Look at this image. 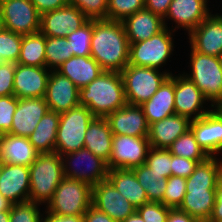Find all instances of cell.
I'll return each instance as SVG.
<instances>
[{"instance_id": "6da1fadb", "label": "cell", "mask_w": 222, "mask_h": 222, "mask_svg": "<svg viewBox=\"0 0 222 222\" xmlns=\"http://www.w3.org/2000/svg\"><path fill=\"white\" fill-rule=\"evenodd\" d=\"M208 157L186 178V194L178 208L199 222H208L215 204L216 186L222 178V160Z\"/></svg>"}, {"instance_id": "7a4b0ae2", "label": "cell", "mask_w": 222, "mask_h": 222, "mask_svg": "<svg viewBox=\"0 0 222 222\" xmlns=\"http://www.w3.org/2000/svg\"><path fill=\"white\" fill-rule=\"evenodd\" d=\"M129 45L122 21L93 20L91 57L103 71L121 73L128 65Z\"/></svg>"}, {"instance_id": "3957f363", "label": "cell", "mask_w": 222, "mask_h": 222, "mask_svg": "<svg viewBox=\"0 0 222 222\" xmlns=\"http://www.w3.org/2000/svg\"><path fill=\"white\" fill-rule=\"evenodd\" d=\"M121 73L103 71L80 89L79 105L86 106L94 117L106 118L126 104Z\"/></svg>"}, {"instance_id": "277c9868", "label": "cell", "mask_w": 222, "mask_h": 222, "mask_svg": "<svg viewBox=\"0 0 222 222\" xmlns=\"http://www.w3.org/2000/svg\"><path fill=\"white\" fill-rule=\"evenodd\" d=\"M29 169V200L46 205L64 178L62 157L56 151L39 153Z\"/></svg>"}, {"instance_id": "5b68a950", "label": "cell", "mask_w": 222, "mask_h": 222, "mask_svg": "<svg viewBox=\"0 0 222 222\" xmlns=\"http://www.w3.org/2000/svg\"><path fill=\"white\" fill-rule=\"evenodd\" d=\"M191 73L184 75L190 79L205 97L212 108L222 101V68L220 58L199 53L191 47Z\"/></svg>"}, {"instance_id": "8992f818", "label": "cell", "mask_w": 222, "mask_h": 222, "mask_svg": "<svg viewBox=\"0 0 222 222\" xmlns=\"http://www.w3.org/2000/svg\"><path fill=\"white\" fill-rule=\"evenodd\" d=\"M92 186L64 177L46 205V212L58 215H84L92 205Z\"/></svg>"}, {"instance_id": "52a82bcc", "label": "cell", "mask_w": 222, "mask_h": 222, "mask_svg": "<svg viewBox=\"0 0 222 222\" xmlns=\"http://www.w3.org/2000/svg\"><path fill=\"white\" fill-rule=\"evenodd\" d=\"M160 71L156 68L128 64L121 71L126 102L132 105H142L149 100L172 74L166 70Z\"/></svg>"}, {"instance_id": "ba28073f", "label": "cell", "mask_w": 222, "mask_h": 222, "mask_svg": "<svg viewBox=\"0 0 222 222\" xmlns=\"http://www.w3.org/2000/svg\"><path fill=\"white\" fill-rule=\"evenodd\" d=\"M94 118L92 112L82 105L60 114L55 151L62 157L84 148L86 130Z\"/></svg>"}, {"instance_id": "9c48e42d", "label": "cell", "mask_w": 222, "mask_h": 222, "mask_svg": "<svg viewBox=\"0 0 222 222\" xmlns=\"http://www.w3.org/2000/svg\"><path fill=\"white\" fill-rule=\"evenodd\" d=\"M175 31L177 30L165 27L147 40L130 43L128 64L160 70L174 50L173 32Z\"/></svg>"}, {"instance_id": "30bf717a", "label": "cell", "mask_w": 222, "mask_h": 222, "mask_svg": "<svg viewBox=\"0 0 222 222\" xmlns=\"http://www.w3.org/2000/svg\"><path fill=\"white\" fill-rule=\"evenodd\" d=\"M62 160L64 177L86 182L92 187L107 179L108 163L85 147L63 155ZM85 162L86 168L82 167Z\"/></svg>"}, {"instance_id": "8fae6325", "label": "cell", "mask_w": 222, "mask_h": 222, "mask_svg": "<svg viewBox=\"0 0 222 222\" xmlns=\"http://www.w3.org/2000/svg\"><path fill=\"white\" fill-rule=\"evenodd\" d=\"M0 12L4 29L22 36L40 30V14L30 0H4Z\"/></svg>"}, {"instance_id": "7c38bea8", "label": "cell", "mask_w": 222, "mask_h": 222, "mask_svg": "<svg viewBox=\"0 0 222 222\" xmlns=\"http://www.w3.org/2000/svg\"><path fill=\"white\" fill-rule=\"evenodd\" d=\"M150 148L148 137L113 135L109 170L133 169L145 164Z\"/></svg>"}, {"instance_id": "4fadbf2b", "label": "cell", "mask_w": 222, "mask_h": 222, "mask_svg": "<svg viewBox=\"0 0 222 222\" xmlns=\"http://www.w3.org/2000/svg\"><path fill=\"white\" fill-rule=\"evenodd\" d=\"M89 19L73 5H66L40 15V30L46 37H67Z\"/></svg>"}, {"instance_id": "5bb4252c", "label": "cell", "mask_w": 222, "mask_h": 222, "mask_svg": "<svg viewBox=\"0 0 222 222\" xmlns=\"http://www.w3.org/2000/svg\"><path fill=\"white\" fill-rule=\"evenodd\" d=\"M92 206L117 222H122L136 211V208L108 179L93 186Z\"/></svg>"}, {"instance_id": "9a60e30c", "label": "cell", "mask_w": 222, "mask_h": 222, "mask_svg": "<svg viewBox=\"0 0 222 222\" xmlns=\"http://www.w3.org/2000/svg\"><path fill=\"white\" fill-rule=\"evenodd\" d=\"M178 75H175V114L183 115L193 120L201 118L210 112L212 109H204L203 105L209 100L199 88L184 74Z\"/></svg>"}, {"instance_id": "2e32d148", "label": "cell", "mask_w": 222, "mask_h": 222, "mask_svg": "<svg viewBox=\"0 0 222 222\" xmlns=\"http://www.w3.org/2000/svg\"><path fill=\"white\" fill-rule=\"evenodd\" d=\"M190 129L209 157L222 153V114L218 109L214 107L203 117L191 120Z\"/></svg>"}, {"instance_id": "e0dca14e", "label": "cell", "mask_w": 222, "mask_h": 222, "mask_svg": "<svg viewBox=\"0 0 222 222\" xmlns=\"http://www.w3.org/2000/svg\"><path fill=\"white\" fill-rule=\"evenodd\" d=\"M188 36L195 51L219 57L222 54V14L210 13Z\"/></svg>"}, {"instance_id": "ac0fdd59", "label": "cell", "mask_w": 222, "mask_h": 222, "mask_svg": "<svg viewBox=\"0 0 222 222\" xmlns=\"http://www.w3.org/2000/svg\"><path fill=\"white\" fill-rule=\"evenodd\" d=\"M80 90L67 77L51 70L45 94L50 111L62 114L79 105Z\"/></svg>"}, {"instance_id": "d6986e66", "label": "cell", "mask_w": 222, "mask_h": 222, "mask_svg": "<svg viewBox=\"0 0 222 222\" xmlns=\"http://www.w3.org/2000/svg\"><path fill=\"white\" fill-rule=\"evenodd\" d=\"M113 135L148 137L149 125L141 105L126 103L106 117Z\"/></svg>"}, {"instance_id": "ffe728a7", "label": "cell", "mask_w": 222, "mask_h": 222, "mask_svg": "<svg viewBox=\"0 0 222 222\" xmlns=\"http://www.w3.org/2000/svg\"><path fill=\"white\" fill-rule=\"evenodd\" d=\"M48 111L49 107L44 97L18 99L11 130L8 133L14 136L29 137Z\"/></svg>"}, {"instance_id": "44dd1931", "label": "cell", "mask_w": 222, "mask_h": 222, "mask_svg": "<svg viewBox=\"0 0 222 222\" xmlns=\"http://www.w3.org/2000/svg\"><path fill=\"white\" fill-rule=\"evenodd\" d=\"M50 72L51 70L46 67L17 63L13 83L14 96L18 99L45 97Z\"/></svg>"}, {"instance_id": "7402d4cb", "label": "cell", "mask_w": 222, "mask_h": 222, "mask_svg": "<svg viewBox=\"0 0 222 222\" xmlns=\"http://www.w3.org/2000/svg\"><path fill=\"white\" fill-rule=\"evenodd\" d=\"M208 0H173L169 5L164 18L175 22V29L184 28L188 34L195 29L211 12H209Z\"/></svg>"}, {"instance_id": "603a6c76", "label": "cell", "mask_w": 222, "mask_h": 222, "mask_svg": "<svg viewBox=\"0 0 222 222\" xmlns=\"http://www.w3.org/2000/svg\"><path fill=\"white\" fill-rule=\"evenodd\" d=\"M0 193L13 204L29 201V167L3 163Z\"/></svg>"}, {"instance_id": "cb8c5ba5", "label": "cell", "mask_w": 222, "mask_h": 222, "mask_svg": "<svg viewBox=\"0 0 222 222\" xmlns=\"http://www.w3.org/2000/svg\"><path fill=\"white\" fill-rule=\"evenodd\" d=\"M191 120L173 114L149 125L148 141L151 147L168 149L182 134L190 129Z\"/></svg>"}, {"instance_id": "d4e9b609", "label": "cell", "mask_w": 222, "mask_h": 222, "mask_svg": "<svg viewBox=\"0 0 222 222\" xmlns=\"http://www.w3.org/2000/svg\"><path fill=\"white\" fill-rule=\"evenodd\" d=\"M175 75L171 74L141 107L148 125L175 114Z\"/></svg>"}, {"instance_id": "484cf974", "label": "cell", "mask_w": 222, "mask_h": 222, "mask_svg": "<svg viewBox=\"0 0 222 222\" xmlns=\"http://www.w3.org/2000/svg\"><path fill=\"white\" fill-rule=\"evenodd\" d=\"M122 23L129 44L147 40L165 28L164 19L146 8L128 16Z\"/></svg>"}, {"instance_id": "4316f807", "label": "cell", "mask_w": 222, "mask_h": 222, "mask_svg": "<svg viewBox=\"0 0 222 222\" xmlns=\"http://www.w3.org/2000/svg\"><path fill=\"white\" fill-rule=\"evenodd\" d=\"M39 153L29 142L28 137L4 133L0 139V160L3 163L29 167Z\"/></svg>"}, {"instance_id": "83f0119b", "label": "cell", "mask_w": 222, "mask_h": 222, "mask_svg": "<svg viewBox=\"0 0 222 222\" xmlns=\"http://www.w3.org/2000/svg\"><path fill=\"white\" fill-rule=\"evenodd\" d=\"M56 71L69 78L79 90L90 84L103 72L101 66L91 56H72Z\"/></svg>"}, {"instance_id": "f1b7e54d", "label": "cell", "mask_w": 222, "mask_h": 222, "mask_svg": "<svg viewBox=\"0 0 222 222\" xmlns=\"http://www.w3.org/2000/svg\"><path fill=\"white\" fill-rule=\"evenodd\" d=\"M112 141L113 134L106 118L95 117L86 130L84 147L108 163Z\"/></svg>"}, {"instance_id": "f546056e", "label": "cell", "mask_w": 222, "mask_h": 222, "mask_svg": "<svg viewBox=\"0 0 222 222\" xmlns=\"http://www.w3.org/2000/svg\"><path fill=\"white\" fill-rule=\"evenodd\" d=\"M107 179L136 209L149 202L132 169H111Z\"/></svg>"}, {"instance_id": "4dcf8cb0", "label": "cell", "mask_w": 222, "mask_h": 222, "mask_svg": "<svg viewBox=\"0 0 222 222\" xmlns=\"http://www.w3.org/2000/svg\"><path fill=\"white\" fill-rule=\"evenodd\" d=\"M60 114L48 111L38 122L34 132L28 137L29 142L40 153L54 152Z\"/></svg>"}, {"instance_id": "1f68e13d", "label": "cell", "mask_w": 222, "mask_h": 222, "mask_svg": "<svg viewBox=\"0 0 222 222\" xmlns=\"http://www.w3.org/2000/svg\"><path fill=\"white\" fill-rule=\"evenodd\" d=\"M45 46L46 36L42 33L24 35L17 63L26 66L46 67Z\"/></svg>"}, {"instance_id": "d6a6232c", "label": "cell", "mask_w": 222, "mask_h": 222, "mask_svg": "<svg viewBox=\"0 0 222 222\" xmlns=\"http://www.w3.org/2000/svg\"><path fill=\"white\" fill-rule=\"evenodd\" d=\"M135 176L146 192L149 202H162L166 190L167 179L153 172L146 164L132 169Z\"/></svg>"}, {"instance_id": "836d02e7", "label": "cell", "mask_w": 222, "mask_h": 222, "mask_svg": "<svg viewBox=\"0 0 222 222\" xmlns=\"http://www.w3.org/2000/svg\"><path fill=\"white\" fill-rule=\"evenodd\" d=\"M168 150L175 156L184 157L195 161H205L209 157L197 143L195 135L191 129L175 140L168 147Z\"/></svg>"}, {"instance_id": "e575fe53", "label": "cell", "mask_w": 222, "mask_h": 222, "mask_svg": "<svg viewBox=\"0 0 222 222\" xmlns=\"http://www.w3.org/2000/svg\"><path fill=\"white\" fill-rule=\"evenodd\" d=\"M71 48L66 37H46V68L56 70L72 57Z\"/></svg>"}, {"instance_id": "d590c367", "label": "cell", "mask_w": 222, "mask_h": 222, "mask_svg": "<svg viewBox=\"0 0 222 222\" xmlns=\"http://www.w3.org/2000/svg\"><path fill=\"white\" fill-rule=\"evenodd\" d=\"M93 20H88L83 26L69 33L66 37L72 56H91V37Z\"/></svg>"}, {"instance_id": "8d00e7d4", "label": "cell", "mask_w": 222, "mask_h": 222, "mask_svg": "<svg viewBox=\"0 0 222 222\" xmlns=\"http://www.w3.org/2000/svg\"><path fill=\"white\" fill-rule=\"evenodd\" d=\"M23 36L10 30H0V58L3 62L17 63Z\"/></svg>"}, {"instance_id": "74e56055", "label": "cell", "mask_w": 222, "mask_h": 222, "mask_svg": "<svg viewBox=\"0 0 222 222\" xmlns=\"http://www.w3.org/2000/svg\"><path fill=\"white\" fill-rule=\"evenodd\" d=\"M145 8V0H108L107 19L123 21Z\"/></svg>"}, {"instance_id": "f35d334b", "label": "cell", "mask_w": 222, "mask_h": 222, "mask_svg": "<svg viewBox=\"0 0 222 222\" xmlns=\"http://www.w3.org/2000/svg\"><path fill=\"white\" fill-rule=\"evenodd\" d=\"M145 164L158 174H162L166 179L171 175L172 154L168 149L154 148L149 149Z\"/></svg>"}, {"instance_id": "ab89813d", "label": "cell", "mask_w": 222, "mask_h": 222, "mask_svg": "<svg viewBox=\"0 0 222 222\" xmlns=\"http://www.w3.org/2000/svg\"><path fill=\"white\" fill-rule=\"evenodd\" d=\"M186 194V178L171 175L167 179L166 190L161 202L171 209L179 208Z\"/></svg>"}, {"instance_id": "60d3db41", "label": "cell", "mask_w": 222, "mask_h": 222, "mask_svg": "<svg viewBox=\"0 0 222 222\" xmlns=\"http://www.w3.org/2000/svg\"><path fill=\"white\" fill-rule=\"evenodd\" d=\"M39 206L30 200L13 204L9 211V222H43Z\"/></svg>"}, {"instance_id": "b9f144b4", "label": "cell", "mask_w": 222, "mask_h": 222, "mask_svg": "<svg viewBox=\"0 0 222 222\" xmlns=\"http://www.w3.org/2000/svg\"><path fill=\"white\" fill-rule=\"evenodd\" d=\"M89 20L107 19L108 0H69Z\"/></svg>"}, {"instance_id": "7bdbcfd3", "label": "cell", "mask_w": 222, "mask_h": 222, "mask_svg": "<svg viewBox=\"0 0 222 222\" xmlns=\"http://www.w3.org/2000/svg\"><path fill=\"white\" fill-rule=\"evenodd\" d=\"M170 209L161 202H148L138 207L136 211L145 222H166Z\"/></svg>"}, {"instance_id": "ee69618b", "label": "cell", "mask_w": 222, "mask_h": 222, "mask_svg": "<svg viewBox=\"0 0 222 222\" xmlns=\"http://www.w3.org/2000/svg\"><path fill=\"white\" fill-rule=\"evenodd\" d=\"M17 104L18 98L14 95L0 96V129L3 133H8L11 130Z\"/></svg>"}, {"instance_id": "f6af8a7d", "label": "cell", "mask_w": 222, "mask_h": 222, "mask_svg": "<svg viewBox=\"0 0 222 222\" xmlns=\"http://www.w3.org/2000/svg\"><path fill=\"white\" fill-rule=\"evenodd\" d=\"M17 63H0V96L14 95V75Z\"/></svg>"}, {"instance_id": "bcb514c9", "label": "cell", "mask_w": 222, "mask_h": 222, "mask_svg": "<svg viewBox=\"0 0 222 222\" xmlns=\"http://www.w3.org/2000/svg\"><path fill=\"white\" fill-rule=\"evenodd\" d=\"M200 162L203 161H195L172 154V167L170 168L172 175L188 178Z\"/></svg>"}, {"instance_id": "7dc6e473", "label": "cell", "mask_w": 222, "mask_h": 222, "mask_svg": "<svg viewBox=\"0 0 222 222\" xmlns=\"http://www.w3.org/2000/svg\"><path fill=\"white\" fill-rule=\"evenodd\" d=\"M31 3L36 7L38 13L54 11L58 8L64 7L69 4V0H30Z\"/></svg>"}, {"instance_id": "c3c4849f", "label": "cell", "mask_w": 222, "mask_h": 222, "mask_svg": "<svg viewBox=\"0 0 222 222\" xmlns=\"http://www.w3.org/2000/svg\"><path fill=\"white\" fill-rule=\"evenodd\" d=\"M208 222H222V178L216 186L215 204Z\"/></svg>"}, {"instance_id": "681fc988", "label": "cell", "mask_w": 222, "mask_h": 222, "mask_svg": "<svg viewBox=\"0 0 222 222\" xmlns=\"http://www.w3.org/2000/svg\"><path fill=\"white\" fill-rule=\"evenodd\" d=\"M172 1L173 0H145V8L164 19Z\"/></svg>"}, {"instance_id": "f907efd6", "label": "cell", "mask_w": 222, "mask_h": 222, "mask_svg": "<svg viewBox=\"0 0 222 222\" xmlns=\"http://www.w3.org/2000/svg\"><path fill=\"white\" fill-rule=\"evenodd\" d=\"M84 222H117L109 217L102 211H99L94 206H90L89 209L83 215Z\"/></svg>"}, {"instance_id": "816d5d0a", "label": "cell", "mask_w": 222, "mask_h": 222, "mask_svg": "<svg viewBox=\"0 0 222 222\" xmlns=\"http://www.w3.org/2000/svg\"><path fill=\"white\" fill-rule=\"evenodd\" d=\"M44 213L43 222H84L83 215H58L46 211Z\"/></svg>"}, {"instance_id": "f5cc1de1", "label": "cell", "mask_w": 222, "mask_h": 222, "mask_svg": "<svg viewBox=\"0 0 222 222\" xmlns=\"http://www.w3.org/2000/svg\"><path fill=\"white\" fill-rule=\"evenodd\" d=\"M166 222H199V221L190 216L188 213L176 208V209H170Z\"/></svg>"}, {"instance_id": "db71d44e", "label": "cell", "mask_w": 222, "mask_h": 222, "mask_svg": "<svg viewBox=\"0 0 222 222\" xmlns=\"http://www.w3.org/2000/svg\"><path fill=\"white\" fill-rule=\"evenodd\" d=\"M13 203L10 202L8 199H6L1 193H0V212L2 211H10Z\"/></svg>"}, {"instance_id": "11a10c76", "label": "cell", "mask_w": 222, "mask_h": 222, "mask_svg": "<svg viewBox=\"0 0 222 222\" xmlns=\"http://www.w3.org/2000/svg\"><path fill=\"white\" fill-rule=\"evenodd\" d=\"M122 222H145L141 215L135 211L132 215H129L125 220Z\"/></svg>"}, {"instance_id": "9f6ffc18", "label": "cell", "mask_w": 222, "mask_h": 222, "mask_svg": "<svg viewBox=\"0 0 222 222\" xmlns=\"http://www.w3.org/2000/svg\"><path fill=\"white\" fill-rule=\"evenodd\" d=\"M0 222H9V211L0 212Z\"/></svg>"}, {"instance_id": "6f0895ef", "label": "cell", "mask_w": 222, "mask_h": 222, "mask_svg": "<svg viewBox=\"0 0 222 222\" xmlns=\"http://www.w3.org/2000/svg\"><path fill=\"white\" fill-rule=\"evenodd\" d=\"M215 108L218 109L222 114V101Z\"/></svg>"}, {"instance_id": "680465c9", "label": "cell", "mask_w": 222, "mask_h": 222, "mask_svg": "<svg viewBox=\"0 0 222 222\" xmlns=\"http://www.w3.org/2000/svg\"><path fill=\"white\" fill-rule=\"evenodd\" d=\"M2 168H3V162L0 160V177H1V174H2Z\"/></svg>"}, {"instance_id": "91938a15", "label": "cell", "mask_w": 222, "mask_h": 222, "mask_svg": "<svg viewBox=\"0 0 222 222\" xmlns=\"http://www.w3.org/2000/svg\"><path fill=\"white\" fill-rule=\"evenodd\" d=\"M3 28L2 18H1V12H0V30Z\"/></svg>"}, {"instance_id": "94428289", "label": "cell", "mask_w": 222, "mask_h": 222, "mask_svg": "<svg viewBox=\"0 0 222 222\" xmlns=\"http://www.w3.org/2000/svg\"><path fill=\"white\" fill-rule=\"evenodd\" d=\"M220 58V64H221V68H222V54L219 56Z\"/></svg>"}, {"instance_id": "6125c7cd", "label": "cell", "mask_w": 222, "mask_h": 222, "mask_svg": "<svg viewBox=\"0 0 222 222\" xmlns=\"http://www.w3.org/2000/svg\"><path fill=\"white\" fill-rule=\"evenodd\" d=\"M4 133L0 129V139L3 137Z\"/></svg>"}]
</instances>
